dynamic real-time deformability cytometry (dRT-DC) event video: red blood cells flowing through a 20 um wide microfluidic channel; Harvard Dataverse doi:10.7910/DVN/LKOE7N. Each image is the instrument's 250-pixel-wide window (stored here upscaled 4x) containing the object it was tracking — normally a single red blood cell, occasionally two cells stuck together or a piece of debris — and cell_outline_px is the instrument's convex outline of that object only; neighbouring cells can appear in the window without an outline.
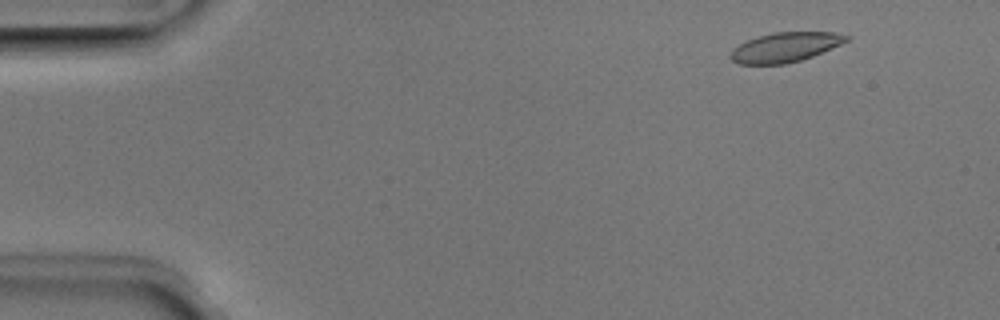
{"species": "Egyptian fruit bat (a non-hibernating species)", "species_latin": "Rousettus aegyptiacus", "temperature_condition": "room temperature", "stored_images_in_passage": 50, "camera_frame_rate_fps": 3000, "um_per_image_px": 0.085, "animal": {"sex": "male"}, "frame": {"image": 1, "passage_image": 4, "time_ms": 1.0, "image_size_px": [1000, 320], "cell_outline_px": [[852, 36], [848, 40], [840, 44], [812, 56], [800, 60], [784, 64], [740, 64], [732, 60], [728, 56], [740, 44], [756, 36], [772, 32], [832, 32]], "centroid_in_image_um": [66.74, 4.0], "position_along_channel_um": 18.3, "area_um2": 19.77}}
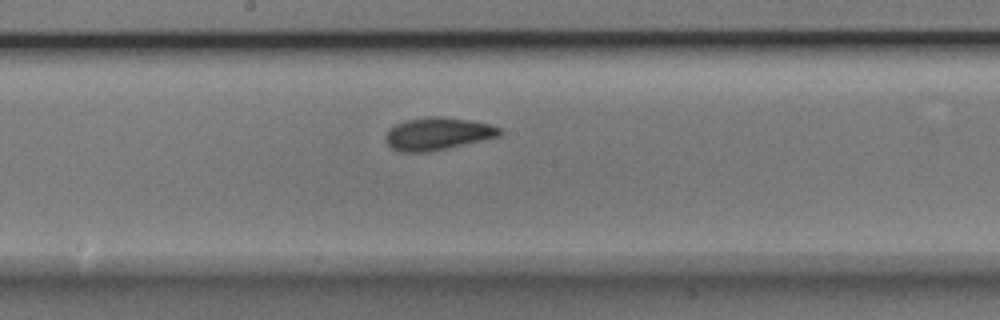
{"frame": {"image": 2, "passage_image": 26, "time_ms": 8.333, "image_size_px": [1000, 320], "cell_outline_px": [[504, 132], [500, 136], [428, 152], [404, 152], [392, 148], [384, 140], [384, 136], [396, 124], [404, 120], [428, 116], [440, 116], [468, 120], [488, 124], [504, 128]], "centroid_in_image_um": [37.22, 11.36], "position_along_channel_um": 211.0, "area_um2": 21.56}}
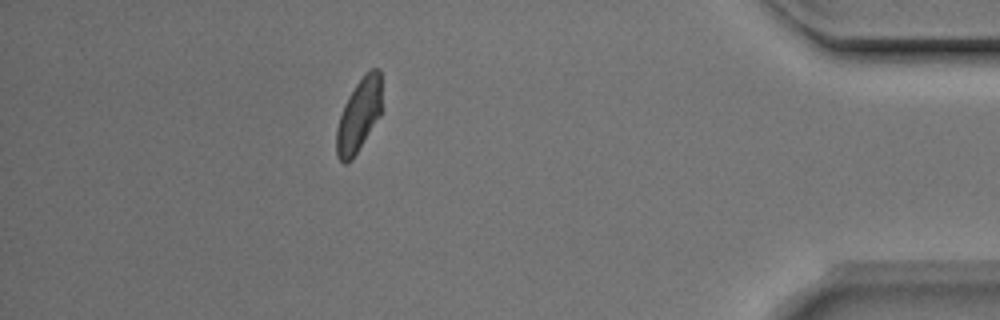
{"frame": {"image": 3, "passage_image": 44, "time_ms": 14.333, "image_size_px": [1000, 320], "cell_outline_px": [[380, 116], [352, 160], [344, 164], [336, 156], [336, 128], [344, 104], [348, 96], [356, 84], [368, 68], [380, 68]], "centroid_in_image_um": [30.48, 9.8], "position_along_channel_um": 404.7, "area_um2": 19.25}, "authors_computed_cell_mechanics": {"area_um2": 20.519, "velocity_mm_per_s": 3.9854, "shape_relaxation_time_tau1_ms": 4.0407, "shape_relaxation_time_tau2_ms": 2.1092, "deformation_change_tau1": 0.1155, "deformation_change_tau2": 0.0642}}